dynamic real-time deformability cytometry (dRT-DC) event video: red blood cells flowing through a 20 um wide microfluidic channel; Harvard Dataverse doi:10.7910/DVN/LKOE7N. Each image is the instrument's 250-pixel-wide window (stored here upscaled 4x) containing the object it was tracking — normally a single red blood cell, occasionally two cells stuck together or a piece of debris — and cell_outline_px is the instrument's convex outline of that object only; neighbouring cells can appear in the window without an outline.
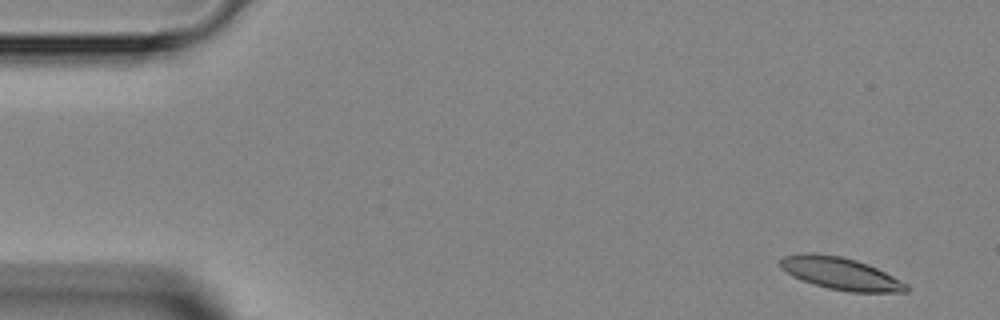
{"species": "Egyptian fruit bat (a non-hibernating species)", "species_latin": "Rousettus aegyptiacus", "temperature_condition": "room temperature", "stored_images_in_passage": 4, "camera_frame_rate_fps": 3000, "um_per_image_px": 0.085, "animal": {"sex": "female"}, "frame": {"image": 1, "passage_image": 1, "time_ms": 0.0, "image_size_px": [1000, 320], "cell_outline_px": [[908, 292], [848, 292], [828, 288], [792, 276], [780, 268], [780, 260], [784, 256], [808, 252], [812, 252], [840, 256], [856, 260], [868, 264], [908, 284]], "centroid_in_image_um": [71.44, 23.24], "position_along_channel_um": 13.6, "area_um2": 23.52}}